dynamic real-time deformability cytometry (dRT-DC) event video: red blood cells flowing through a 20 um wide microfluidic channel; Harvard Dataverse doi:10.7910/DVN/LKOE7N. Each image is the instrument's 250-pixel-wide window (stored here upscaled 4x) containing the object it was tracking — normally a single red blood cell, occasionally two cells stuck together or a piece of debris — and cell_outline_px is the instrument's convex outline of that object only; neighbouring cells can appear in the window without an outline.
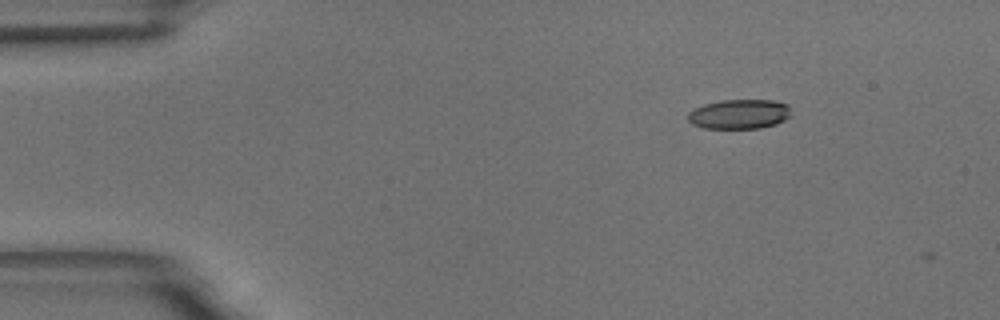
{"species": "common noctule bat (a hibernating species)", "species_latin": "Nyctalus noctula", "temperature_condition": "room temperature", "stored_images_in_passage": 3, "camera_frame_rate_fps": 3000, "um_per_image_px": 0.085, "animal": {"sex": "male", "body_mass_g": 18.8}, "frame": {"image": 1, "passage_image": 2, "time_ms": 0.333, "image_size_px": [1000, 320], "cell_outline_px": [[792, 116], [776, 124], [760, 128], [704, 128], [692, 124], [688, 120], [688, 112], [692, 108], [704, 104], [720, 100], [772, 100], [788, 104]], "centroid_in_image_um": [62.84, 9.69], "position_along_channel_um": 22.2, "area_um2": 17.98}}